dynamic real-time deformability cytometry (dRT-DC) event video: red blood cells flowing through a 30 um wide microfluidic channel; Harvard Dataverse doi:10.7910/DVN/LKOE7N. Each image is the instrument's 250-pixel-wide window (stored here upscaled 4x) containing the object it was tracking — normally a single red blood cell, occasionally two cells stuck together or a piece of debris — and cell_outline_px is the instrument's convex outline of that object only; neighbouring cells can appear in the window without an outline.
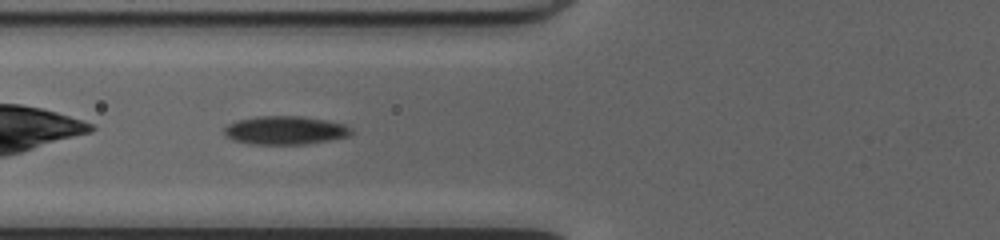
{"species": "common noctule bat (a hibernating species)", "species_latin": "Nyctalus noctula", "temperature_condition": "cold", "stored_images_in_passage": 28, "camera_frame_rate_fps": 3000, "um_per_image_px": 0.085, "animal": {"sex": "female", "body_mass_g": 20.0, "forearm_length_mm": 54.0}, "frame": {"image": 1, "passage_image": 3, "time_ms": 0.667, "image_size_px": [1000, 240], "cell_outline_px": [[352, 132], [348, 136], [308, 144], [248, 144], [232, 140], [224, 132], [224, 128], [228, 124], [240, 120], [256, 116], [304, 116], [344, 124], [352, 128]], "centroid_in_image_um": [24.24, 11.08], "position_along_channel_um": 101.6, "area_um2": 20.98}}
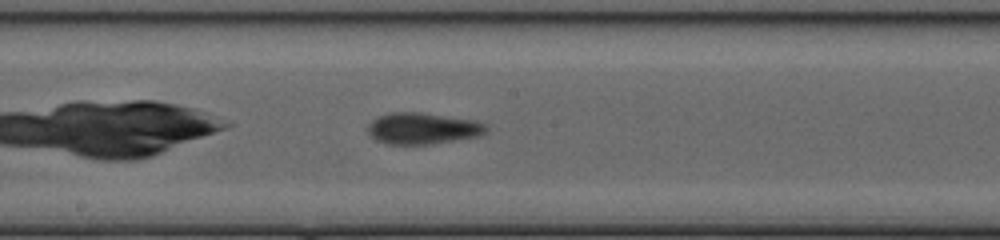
{"frame": {"image": 2, "passage_image": 11, "time_ms": 3.333, "image_size_px": [1000, 240], "cell_outline_px": [[488, 132], [476, 136], [428, 144], [388, 144], [376, 140], [368, 132], [368, 124], [372, 120], [380, 116], [392, 112], [420, 112], [472, 120], [488, 124]], "centroid_in_image_um": [35.92, 10.91], "position_along_channel_um": 212.3, "area_um2": 21.39}}
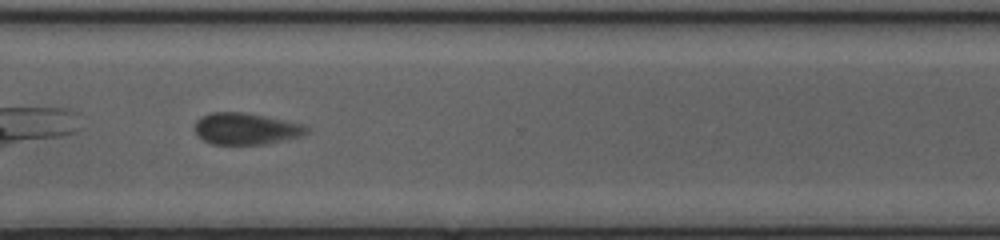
{"frame": {"image": 3, "passage_image": 21, "time_ms": 6.667, "image_size_px": [1000, 240], "cell_outline_px": [[308, 132], [300, 136], [284, 140], [264, 144], [212, 144], [204, 140], [196, 132], [196, 120], [200, 116], [212, 112], [244, 112], [304, 124], [308, 128]], "centroid_in_image_um": [20.9, 10.93], "position_along_channel_um": 349.7, "area_um2": 20.4}, "authors_computed_cell_mechanics": {"area_um2": 20.8947, "velocity_mm_per_s": 4.1386, "shape_relaxation_time_tau1_ms": 4.9091, "shape_relaxation_time_tau2_ms": 2.095, "deformation_change_tau1": 0.097, "deformation_change_tau2": 0.0804}}